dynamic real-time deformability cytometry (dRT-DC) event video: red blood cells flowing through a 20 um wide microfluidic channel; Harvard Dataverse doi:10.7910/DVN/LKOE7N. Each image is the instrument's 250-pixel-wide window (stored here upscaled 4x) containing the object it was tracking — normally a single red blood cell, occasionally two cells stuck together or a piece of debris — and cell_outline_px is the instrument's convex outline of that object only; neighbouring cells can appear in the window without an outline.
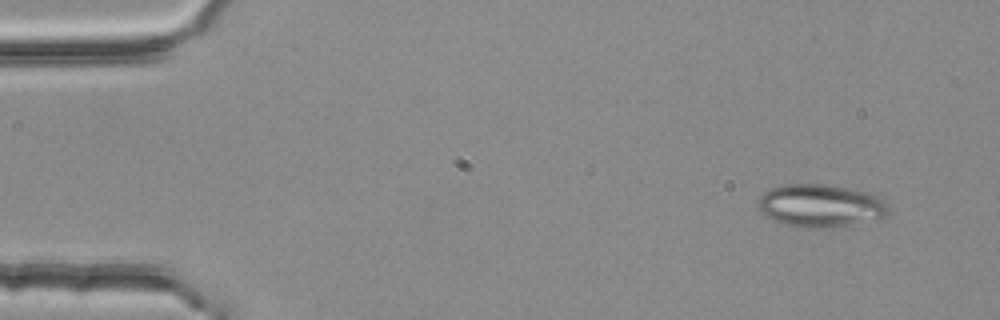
{"species": "common noctule bat (a hibernating species)", "species_latin": "Nyctalus noctula", "temperature_condition": "room temperature", "stored_images_in_passage": 4, "camera_frame_rate_fps": 3000, "um_per_image_px": 0.085, "animal": {"sex": "female", "body_mass_g": 25.1}, "frame": {"image": 1, "passage_image": 1, "time_ms": 0.0, "image_size_px": [1000, 320], "cell_outline_px": [[888, 212], [884, 216], [832, 228], [808, 228], [780, 224], [764, 216], [756, 200], [764, 192], [772, 188], [788, 184], [824, 184], [848, 188], [868, 192], [880, 196], [888, 204]], "centroid_in_image_um": [69.71, 17.48], "position_along_channel_um": 15.3, "area_um2": 32.54}}